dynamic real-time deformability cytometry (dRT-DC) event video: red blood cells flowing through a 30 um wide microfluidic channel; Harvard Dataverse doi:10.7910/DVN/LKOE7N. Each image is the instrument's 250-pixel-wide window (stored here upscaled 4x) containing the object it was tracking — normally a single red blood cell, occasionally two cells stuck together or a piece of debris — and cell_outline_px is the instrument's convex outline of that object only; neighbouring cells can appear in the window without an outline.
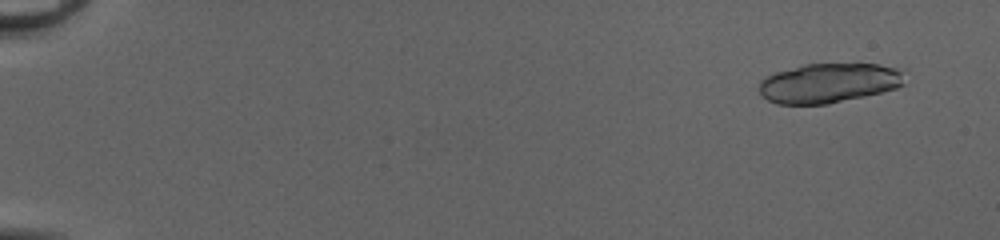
{"species": "common noctule bat (a hibernating species)", "species_latin": "Nyctalus noctula", "temperature_condition": "cold", "stored_images_in_passage": 22, "camera_frame_rate_fps": 3000, "um_per_image_px": 0.085, "animal": {"sex": "female", "body_mass_g": 20.0, "forearm_length_mm": 54.0}, "frame": {"image": 1, "passage_image": 4, "time_ms": 1.0, "image_size_px": [1000, 240], "cell_outline_px": [[904, 84], [896, 88], [864, 96], [828, 104], [776, 104], [768, 100], [760, 92], [760, 80], [776, 72], [804, 64], [876, 64], [904, 68]], "centroid_in_image_um": [70.5, 7.05], "position_along_channel_um": 14.5, "area_um2": 33.58}}